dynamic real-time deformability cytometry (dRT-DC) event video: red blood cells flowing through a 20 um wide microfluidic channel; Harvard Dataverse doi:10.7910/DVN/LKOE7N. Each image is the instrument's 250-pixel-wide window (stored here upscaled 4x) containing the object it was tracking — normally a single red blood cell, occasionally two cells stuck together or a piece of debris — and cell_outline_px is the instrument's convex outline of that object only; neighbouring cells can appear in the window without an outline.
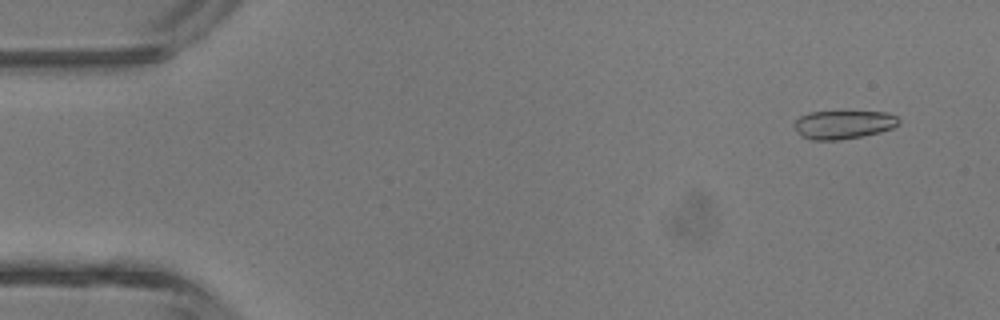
{"species": "common noctule bat (a hibernating species)", "species_latin": "Nyctalus noctula", "temperature_condition": "room temperature", "stored_images_in_passage": 4, "camera_frame_rate_fps": 3000, "um_per_image_px": 0.085, "animal": {"sex": "male", "body_mass_g": 13.3}, "frame": {"image": 1, "passage_image": 1, "time_ms": 0.0, "image_size_px": [1000, 320], "cell_outline_px": [[900, 124], [892, 128], [880, 132], [840, 140], [812, 140], [800, 136], [792, 124], [800, 116], [808, 112], [888, 112], [896, 116], [900, 120]], "centroid_in_image_um": [71.67, 10.59], "position_along_channel_um": 13.3, "area_um2": 17.4}}
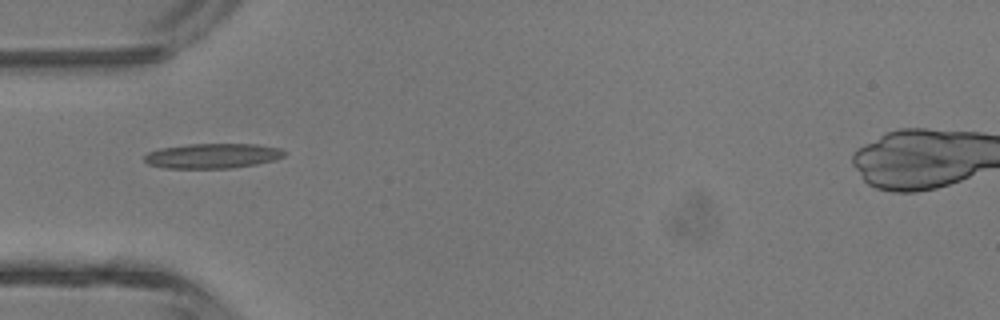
{"frame": {"image": 2, "passage_image": 4, "time_ms": 3.667, "image_size_px": [1000, 320], "cell_outline_px": [[288, 152], [284, 156], [276, 160], [256, 164], [232, 168], [164, 168], [148, 164], [144, 160], [144, 156], [148, 152], [160, 148], [188, 144], [256, 144], [280, 148]], "centroid_in_image_um": [18.09, 13.24], "position_along_channel_um": 66.9, "area_um2": 20.46}}